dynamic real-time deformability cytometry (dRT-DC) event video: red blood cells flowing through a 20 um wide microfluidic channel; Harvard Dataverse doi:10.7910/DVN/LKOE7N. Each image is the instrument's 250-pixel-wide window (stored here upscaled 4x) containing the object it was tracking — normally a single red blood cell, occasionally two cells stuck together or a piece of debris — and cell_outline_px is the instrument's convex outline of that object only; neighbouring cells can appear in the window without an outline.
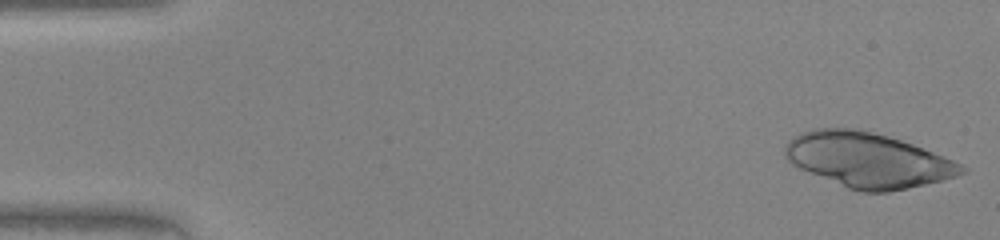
{"species": "human", "species_latin": "Homo sapiens", "temperature_condition": "warm", "stored_images_in_passage": 46, "camera_frame_rate_fps": 3000, "um_per_image_px": 0.085, "donor": {"sex": "female"}, "frame": {"image": 1, "passage_image": 1, "time_ms": 0.0, "image_size_px": [1000, 240], "cell_outline_px": [[968, 172], [956, 176], [908, 188], [888, 192], [864, 192], [848, 188], [800, 168], [792, 164], [784, 156], [784, 148], [788, 140], [792, 136], [800, 132], [812, 128], [856, 128], [872, 132], [900, 140], [912, 144], [952, 160], [968, 168]], "centroid_in_image_um": [73.72, 13.59], "position_along_channel_um": 11.3, "area_um2": 55.89}}
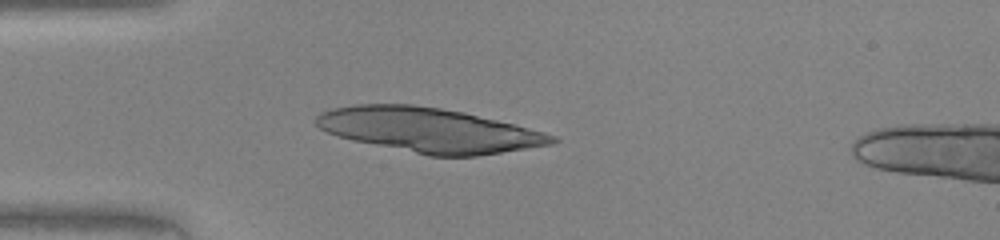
{"frame": {"image": 2, "passage_image": 12, "time_ms": 3.667, "image_size_px": [1000, 240], "cell_outline_px": [[560, 140], [552, 144], [476, 156], [428, 156], [352, 140], [328, 132], [320, 128], [312, 120], [320, 112], [332, 108], [352, 104], [412, 104], [440, 108], [464, 112], [544, 132], [556, 136]], "centroid_in_image_um": [36.42, 11.05], "position_along_channel_um": 48.6, "area_um2": 60.92}}